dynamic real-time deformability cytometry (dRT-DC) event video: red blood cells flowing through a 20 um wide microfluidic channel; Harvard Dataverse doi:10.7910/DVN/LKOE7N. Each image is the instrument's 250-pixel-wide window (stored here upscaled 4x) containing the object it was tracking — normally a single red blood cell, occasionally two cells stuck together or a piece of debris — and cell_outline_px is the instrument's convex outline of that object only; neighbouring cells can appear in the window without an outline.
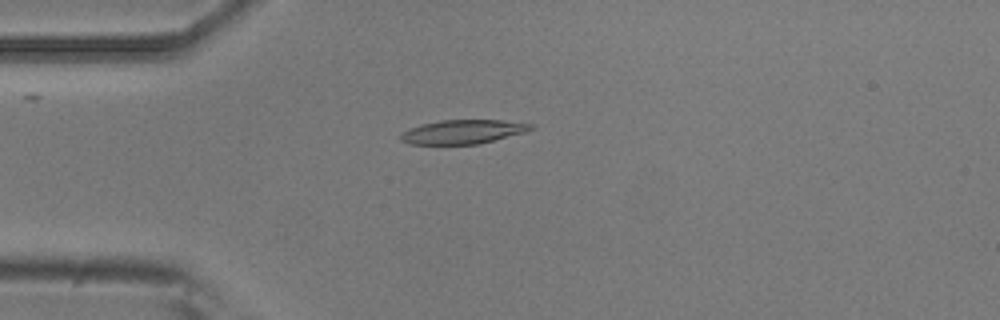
{"species": "common noctule bat (a hibernating species)", "species_latin": "Nyctalus noctula", "temperature_condition": "room temperature", "stored_images_in_passage": 2, "camera_frame_rate_fps": 3000, "um_per_image_px": 0.085, "animal": {"sex": "male", "body_mass_g": 20.5, "forearm_length_mm": 52.5}, "frame": {"image": 1, "passage_image": 1, "time_ms": 0.0, "image_size_px": [1000, 320], "cell_outline_px": [[536, 128], [524, 132], [480, 144], [412, 144], [400, 140], [400, 132], [420, 124], [440, 120], [504, 120], [536, 124]], "centroid_in_image_um": [39.37, 11.19], "position_along_channel_um": 45.6, "area_um2": 18.38}}